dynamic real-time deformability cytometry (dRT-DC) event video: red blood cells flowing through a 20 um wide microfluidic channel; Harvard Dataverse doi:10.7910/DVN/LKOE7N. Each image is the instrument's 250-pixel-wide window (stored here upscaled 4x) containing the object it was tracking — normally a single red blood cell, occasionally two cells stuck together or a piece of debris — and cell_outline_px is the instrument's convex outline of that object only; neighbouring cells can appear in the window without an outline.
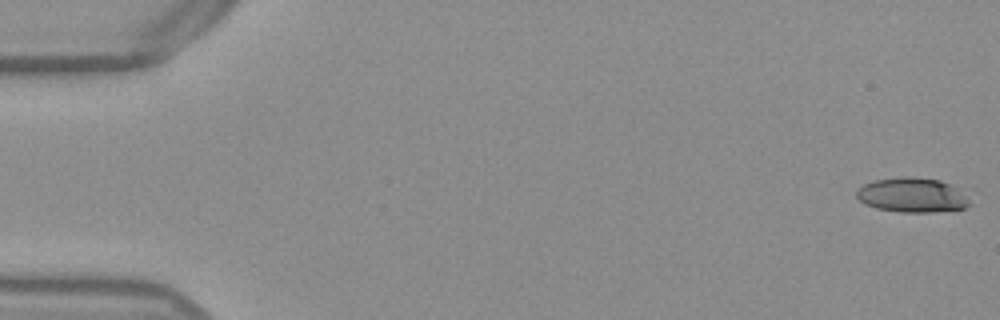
{"species": "Egyptian fruit bat (a non-hibernating species)", "species_latin": "Rousettus aegyptiacus", "temperature_condition": "warm", "stored_images_in_passage": 53, "camera_frame_rate_fps": 3000, "um_per_image_px": 0.085, "frame": {"image": 1, "passage_image": 1, "time_ms": 0.0, "image_size_px": [1000, 320], "cell_outline_px": [[968, 204], [964, 208], [932, 212], [900, 212], [876, 208], [864, 204], [856, 196], [856, 192], [864, 184], [872, 180], [904, 176], [908, 176], [940, 180], [948, 184], [964, 196], [968, 200]], "centroid_in_image_um": [77.44, 16.58], "position_along_channel_um": 7.6, "area_um2": 22.37}}
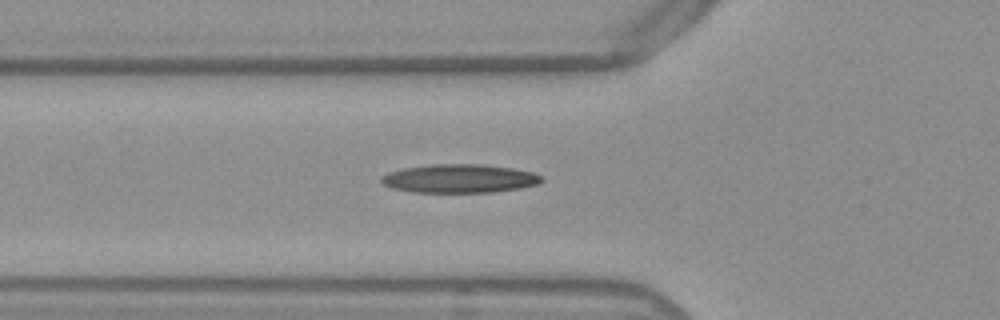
{"frame": {"image": 2, "passage_image": 19, "time_ms": 6.0, "image_size_px": [1000, 320], "cell_outline_px": [[544, 180], [536, 184], [520, 188], [492, 192], [412, 192], [392, 188], [384, 184], [380, 180], [380, 176], [388, 172], [404, 168], [428, 164], [480, 164], [512, 168], [532, 172], [540, 176]], "centroid_in_image_um": [39.01, 15.17], "position_along_channel_um": 86.8, "area_um2": 26.65}}
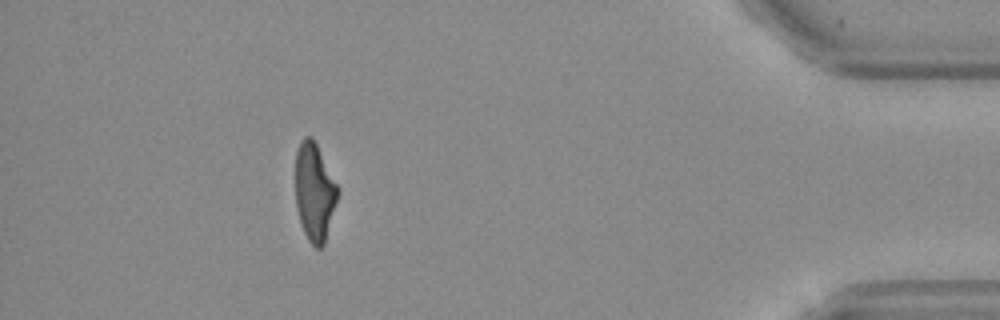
{"frame": {"image": 3, "passage_image": 48, "time_ms": 15.667, "image_size_px": [1000, 320], "cell_outline_px": [[340, 192], [324, 244], [320, 248], [316, 248], [308, 240], [300, 224], [296, 208], [296, 152], [300, 140], [304, 136], [312, 136], [340, 188]], "centroid_in_image_um": [26.74, 16.31], "position_along_channel_um": 408.5, "area_um2": 24.39}, "authors_computed_cell_mechanics": {"area_um2": 24.854, "velocity_mm_per_s": 3.871, "shape_relaxation_time_tau1_ms": null, "shape_relaxation_time_tau2_ms": 2.7825, "deformation_change_tau1": null, "deformation_change_tau2": 0.1344}}